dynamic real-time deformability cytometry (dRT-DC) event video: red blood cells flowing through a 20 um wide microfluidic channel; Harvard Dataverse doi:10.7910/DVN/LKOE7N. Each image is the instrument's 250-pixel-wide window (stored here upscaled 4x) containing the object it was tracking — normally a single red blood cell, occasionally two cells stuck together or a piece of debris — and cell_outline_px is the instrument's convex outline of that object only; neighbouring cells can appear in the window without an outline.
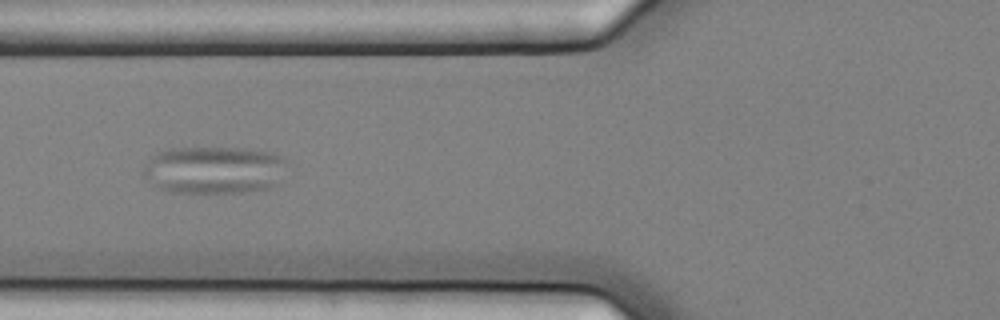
{"species": "common noctule bat (a hibernating species)", "species_latin": "Nyctalus noctula", "temperature_condition": "cold", "stored_images_in_passage": 9, "camera_frame_rate_fps": 3000, "um_per_image_px": 0.085, "animal": {"sex": "female", "body_mass_g": 25.1}, "frame": {"image": 1, "passage_image": 7, "time_ms": 2.0, "image_size_px": [1000, 320], "cell_outline_px": [[288, 160], [280, 184], [272, 188], [244, 192], [172, 192], [156, 188], [144, 176], [144, 164], [156, 152], [168, 148], [244, 148], [272, 152], [284, 156]], "centroid_in_image_um": [18.25, 14.44], "position_along_channel_um": 107.5, "area_um2": 40.52}}
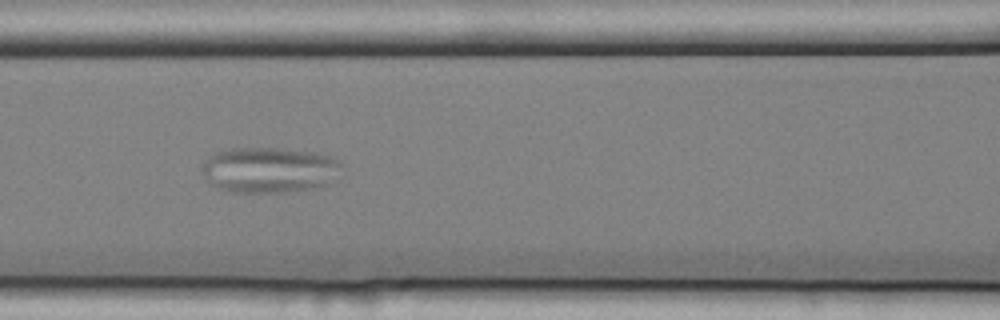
{"frame": {"image": 2, "passage_image": 8, "time_ms": 2.333, "image_size_px": [1000, 320], "cell_outline_px": [[340, 164], [324, 184], [316, 188], [284, 192], [228, 192], [216, 188], [204, 176], [204, 164], [208, 156], [216, 152], [232, 148], [280, 148], [316, 152], [332, 156]], "centroid_in_image_um": [22.8, 14.43], "position_along_channel_um": 143.8, "area_um2": 36.47}}
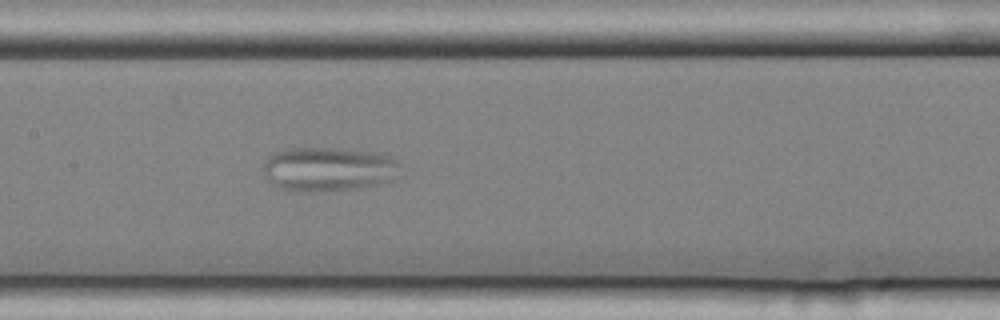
{"frame": {"image": 3, "passage_image": 9, "time_ms": 2.667, "image_size_px": [1000, 320], "cell_outline_px": [[400, 176], [392, 180], [376, 184], [356, 188], [316, 192], [296, 192], [280, 188], [272, 184], [264, 176], [264, 164], [268, 156], [284, 148], [336, 148], [372, 152], [388, 156], [400, 164]], "centroid_in_image_um": [27.89, 14.38], "position_along_channel_um": 179.5, "area_um2": 35.49}}